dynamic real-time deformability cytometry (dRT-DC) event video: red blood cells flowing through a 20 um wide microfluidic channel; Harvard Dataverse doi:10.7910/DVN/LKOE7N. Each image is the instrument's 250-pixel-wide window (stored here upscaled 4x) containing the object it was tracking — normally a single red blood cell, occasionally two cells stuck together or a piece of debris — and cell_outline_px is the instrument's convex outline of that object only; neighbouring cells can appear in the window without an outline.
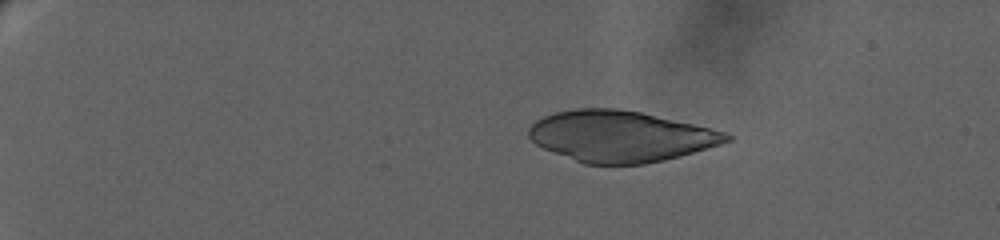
{"species": "human", "species_latin": "Homo sapiens", "temperature_condition": "warm", "stored_images_in_passage": 17, "camera_frame_rate_fps": 3000, "um_per_image_px": 0.085, "donor": {"sex": "female"}, "frame": {"image": 1, "passage_image": 8, "time_ms": 4.333, "image_size_px": [1000, 240], "cell_outline_px": [[732, 140], [720, 144], [680, 156], [664, 160], [644, 164], [584, 164], [544, 148], [536, 144], [528, 136], [528, 128], [536, 120], [544, 116], [556, 112], [576, 108], [616, 108], [640, 112], [728, 132], [732, 136]], "centroid_in_image_um": [52.73, 11.58], "position_along_channel_um": 32.3, "area_um2": 58.55}}